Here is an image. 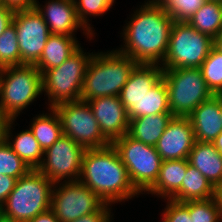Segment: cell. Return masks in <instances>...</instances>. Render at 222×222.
<instances>
[{
	"mask_svg": "<svg viewBox=\"0 0 222 222\" xmlns=\"http://www.w3.org/2000/svg\"><path fill=\"white\" fill-rule=\"evenodd\" d=\"M114 1L115 0H74V4L79 20L84 27L94 35L95 32L94 30L92 31L91 24L88 23L90 20L88 16H102L113 6Z\"/></svg>",
	"mask_w": 222,
	"mask_h": 222,
	"instance_id": "cell-32",
	"label": "cell"
},
{
	"mask_svg": "<svg viewBox=\"0 0 222 222\" xmlns=\"http://www.w3.org/2000/svg\"><path fill=\"white\" fill-rule=\"evenodd\" d=\"M169 108L173 116L188 117L213 93L209 90L200 68L163 69Z\"/></svg>",
	"mask_w": 222,
	"mask_h": 222,
	"instance_id": "cell-7",
	"label": "cell"
},
{
	"mask_svg": "<svg viewBox=\"0 0 222 222\" xmlns=\"http://www.w3.org/2000/svg\"><path fill=\"white\" fill-rule=\"evenodd\" d=\"M214 46L222 53V33L214 39Z\"/></svg>",
	"mask_w": 222,
	"mask_h": 222,
	"instance_id": "cell-42",
	"label": "cell"
},
{
	"mask_svg": "<svg viewBox=\"0 0 222 222\" xmlns=\"http://www.w3.org/2000/svg\"><path fill=\"white\" fill-rule=\"evenodd\" d=\"M85 148L70 137L62 135L50 148L44 151L43 160L37 170L53 184L77 181L80 178Z\"/></svg>",
	"mask_w": 222,
	"mask_h": 222,
	"instance_id": "cell-12",
	"label": "cell"
},
{
	"mask_svg": "<svg viewBox=\"0 0 222 222\" xmlns=\"http://www.w3.org/2000/svg\"><path fill=\"white\" fill-rule=\"evenodd\" d=\"M209 1H218V2H222V0H209Z\"/></svg>",
	"mask_w": 222,
	"mask_h": 222,
	"instance_id": "cell-47",
	"label": "cell"
},
{
	"mask_svg": "<svg viewBox=\"0 0 222 222\" xmlns=\"http://www.w3.org/2000/svg\"><path fill=\"white\" fill-rule=\"evenodd\" d=\"M27 222H60L55 216L54 212L50 209L44 213L38 214Z\"/></svg>",
	"mask_w": 222,
	"mask_h": 222,
	"instance_id": "cell-39",
	"label": "cell"
},
{
	"mask_svg": "<svg viewBox=\"0 0 222 222\" xmlns=\"http://www.w3.org/2000/svg\"><path fill=\"white\" fill-rule=\"evenodd\" d=\"M94 53L79 48L60 66L42 74L43 92L48 95V105L81 100L84 77Z\"/></svg>",
	"mask_w": 222,
	"mask_h": 222,
	"instance_id": "cell-6",
	"label": "cell"
},
{
	"mask_svg": "<svg viewBox=\"0 0 222 222\" xmlns=\"http://www.w3.org/2000/svg\"><path fill=\"white\" fill-rule=\"evenodd\" d=\"M110 206V204H106L100 211L84 215L71 222H111L113 214Z\"/></svg>",
	"mask_w": 222,
	"mask_h": 222,
	"instance_id": "cell-35",
	"label": "cell"
},
{
	"mask_svg": "<svg viewBox=\"0 0 222 222\" xmlns=\"http://www.w3.org/2000/svg\"><path fill=\"white\" fill-rule=\"evenodd\" d=\"M16 28L20 52V65H35L51 35L42 15L36 8L14 13L12 20Z\"/></svg>",
	"mask_w": 222,
	"mask_h": 222,
	"instance_id": "cell-13",
	"label": "cell"
},
{
	"mask_svg": "<svg viewBox=\"0 0 222 222\" xmlns=\"http://www.w3.org/2000/svg\"><path fill=\"white\" fill-rule=\"evenodd\" d=\"M162 218V222H192L189 216V201L177 202L167 199Z\"/></svg>",
	"mask_w": 222,
	"mask_h": 222,
	"instance_id": "cell-34",
	"label": "cell"
},
{
	"mask_svg": "<svg viewBox=\"0 0 222 222\" xmlns=\"http://www.w3.org/2000/svg\"><path fill=\"white\" fill-rule=\"evenodd\" d=\"M80 47L79 41L74 36L51 34L35 66L43 74L46 70L60 66Z\"/></svg>",
	"mask_w": 222,
	"mask_h": 222,
	"instance_id": "cell-20",
	"label": "cell"
},
{
	"mask_svg": "<svg viewBox=\"0 0 222 222\" xmlns=\"http://www.w3.org/2000/svg\"><path fill=\"white\" fill-rule=\"evenodd\" d=\"M135 11L123 27L124 47L117 51L138 64L161 65L174 20L159 2L145 1Z\"/></svg>",
	"mask_w": 222,
	"mask_h": 222,
	"instance_id": "cell-1",
	"label": "cell"
},
{
	"mask_svg": "<svg viewBox=\"0 0 222 222\" xmlns=\"http://www.w3.org/2000/svg\"><path fill=\"white\" fill-rule=\"evenodd\" d=\"M195 167L219 191L222 189V155L213 142H195L188 157Z\"/></svg>",
	"mask_w": 222,
	"mask_h": 222,
	"instance_id": "cell-19",
	"label": "cell"
},
{
	"mask_svg": "<svg viewBox=\"0 0 222 222\" xmlns=\"http://www.w3.org/2000/svg\"><path fill=\"white\" fill-rule=\"evenodd\" d=\"M216 149L219 151V153L222 155V131L221 133L216 137V139L213 141Z\"/></svg>",
	"mask_w": 222,
	"mask_h": 222,
	"instance_id": "cell-41",
	"label": "cell"
},
{
	"mask_svg": "<svg viewBox=\"0 0 222 222\" xmlns=\"http://www.w3.org/2000/svg\"><path fill=\"white\" fill-rule=\"evenodd\" d=\"M16 178L0 174V206L4 204L10 192L14 189Z\"/></svg>",
	"mask_w": 222,
	"mask_h": 222,
	"instance_id": "cell-37",
	"label": "cell"
},
{
	"mask_svg": "<svg viewBox=\"0 0 222 222\" xmlns=\"http://www.w3.org/2000/svg\"><path fill=\"white\" fill-rule=\"evenodd\" d=\"M197 142H213L222 131L221 95H212L188 116Z\"/></svg>",
	"mask_w": 222,
	"mask_h": 222,
	"instance_id": "cell-17",
	"label": "cell"
},
{
	"mask_svg": "<svg viewBox=\"0 0 222 222\" xmlns=\"http://www.w3.org/2000/svg\"><path fill=\"white\" fill-rule=\"evenodd\" d=\"M62 126V134L85 149L102 148L111 143L103 136L98 121L86 101H70L53 107Z\"/></svg>",
	"mask_w": 222,
	"mask_h": 222,
	"instance_id": "cell-10",
	"label": "cell"
},
{
	"mask_svg": "<svg viewBox=\"0 0 222 222\" xmlns=\"http://www.w3.org/2000/svg\"><path fill=\"white\" fill-rule=\"evenodd\" d=\"M221 118H222V95H221Z\"/></svg>",
	"mask_w": 222,
	"mask_h": 222,
	"instance_id": "cell-46",
	"label": "cell"
},
{
	"mask_svg": "<svg viewBox=\"0 0 222 222\" xmlns=\"http://www.w3.org/2000/svg\"><path fill=\"white\" fill-rule=\"evenodd\" d=\"M0 222H18V221L14 220L13 218H10V217H7V216L1 214Z\"/></svg>",
	"mask_w": 222,
	"mask_h": 222,
	"instance_id": "cell-43",
	"label": "cell"
},
{
	"mask_svg": "<svg viewBox=\"0 0 222 222\" xmlns=\"http://www.w3.org/2000/svg\"><path fill=\"white\" fill-rule=\"evenodd\" d=\"M218 196H219V199H220L221 205H222V189L219 190Z\"/></svg>",
	"mask_w": 222,
	"mask_h": 222,
	"instance_id": "cell-44",
	"label": "cell"
},
{
	"mask_svg": "<svg viewBox=\"0 0 222 222\" xmlns=\"http://www.w3.org/2000/svg\"><path fill=\"white\" fill-rule=\"evenodd\" d=\"M79 181L110 205L140 195L112 144L85 150Z\"/></svg>",
	"mask_w": 222,
	"mask_h": 222,
	"instance_id": "cell-2",
	"label": "cell"
},
{
	"mask_svg": "<svg viewBox=\"0 0 222 222\" xmlns=\"http://www.w3.org/2000/svg\"><path fill=\"white\" fill-rule=\"evenodd\" d=\"M149 2H159L160 0H147Z\"/></svg>",
	"mask_w": 222,
	"mask_h": 222,
	"instance_id": "cell-45",
	"label": "cell"
},
{
	"mask_svg": "<svg viewBox=\"0 0 222 222\" xmlns=\"http://www.w3.org/2000/svg\"><path fill=\"white\" fill-rule=\"evenodd\" d=\"M49 113L33 117L30 131L35 136L43 151L50 148L63 134L60 118L53 107H48Z\"/></svg>",
	"mask_w": 222,
	"mask_h": 222,
	"instance_id": "cell-26",
	"label": "cell"
},
{
	"mask_svg": "<svg viewBox=\"0 0 222 222\" xmlns=\"http://www.w3.org/2000/svg\"><path fill=\"white\" fill-rule=\"evenodd\" d=\"M53 183L37 169L16 180L2 207V214L18 222H27L51 209Z\"/></svg>",
	"mask_w": 222,
	"mask_h": 222,
	"instance_id": "cell-4",
	"label": "cell"
},
{
	"mask_svg": "<svg viewBox=\"0 0 222 222\" xmlns=\"http://www.w3.org/2000/svg\"><path fill=\"white\" fill-rule=\"evenodd\" d=\"M159 113H171L163 77L127 110L129 119Z\"/></svg>",
	"mask_w": 222,
	"mask_h": 222,
	"instance_id": "cell-25",
	"label": "cell"
},
{
	"mask_svg": "<svg viewBox=\"0 0 222 222\" xmlns=\"http://www.w3.org/2000/svg\"><path fill=\"white\" fill-rule=\"evenodd\" d=\"M42 74L35 65L0 69V113L15 119L43 94Z\"/></svg>",
	"mask_w": 222,
	"mask_h": 222,
	"instance_id": "cell-5",
	"label": "cell"
},
{
	"mask_svg": "<svg viewBox=\"0 0 222 222\" xmlns=\"http://www.w3.org/2000/svg\"><path fill=\"white\" fill-rule=\"evenodd\" d=\"M14 121L15 119H10L6 125L5 141L30 169H37L42 163L44 151L30 129L12 135Z\"/></svg>",
	"mask_w": 222,
	"mask_h": 222,
	"instance_id": "cell-22",
	"label": "cell"
},
{
	"mask_svg": "<svg viewBox=\"0 0 222 222\" xmlns=\"http://www.w3.org/2000/svg\"><path fill=\"white\" fill-rule=\"evenodd\" d=\"M186 170L187 159L162 161L158 178L146 194L171 199L180 190Z\"/></svg>",
	"mask_w": 222,
	"mask_h": 222,
	"instance_id": "cell-21",
	"label": "cell"
},
{
	"mask_svg": "<svg viewBox=\"0 0 222 222\" xmlns=\"http://www.w3.org/2000/svg\"><path fill=\"white\" fill-rule=\"evenodd\" d=\"M30 170L6 141L0 143V174L18 179L25 176Z\"/></svg>",
	"mask_w": 222,
	"mask_h": 222,
	"instance_id": "cell-31",
	"label": "cell"
},
{
	"mask_svg": "<svg viewBox=\"0 0 222 222\" xmlns=\"http://www.w3.org/2000/svg\"><path fill=\"white\" fill-rule=\"evenodd\" d=\"M138 65L116 50L92 55L84 77L81 100L119 96L131 72Z\"/></svg>",
	"mask_w": 222,
	"mask_h": 222,
	"instance_id": "cell-3",
	"label": "cell"
},
{
	"mask_svg": "<svg viewBox=\"0 0 222 222\" xmlns=\"http://www.w3.org/2000/svg\"><path fill=\"white\" fill-rule=\"evenodd\" d=\"M207 0H160L174 21H188Z\"/></svg>",
	"mask_w": 222,
	"mask_h": 222,
	"instance_id": "cell-33",
	"label": "cell"
},
{
	"mask_svg": "<svg viewBox=\"0 0 222 222\" xmlns=\"http://www.w3.org/2000/svg\"><path fill=\"white\" fill-rule=\"evenodd\" d=\"M213 46V38L197 31L187 21H174L161 67L200 68Z\"/></svg>",
	"mask_w": 222,
	"mask_h": 222,
	"instance_id": "cell-8",
	"label": "cell"
},
{
	"mask_svg": "<svg viewBox=\"0 0 222 222\" xmlns=\"http://www.w3.org/2000/svg\"><path fill=\"white\" fill-rule=\"evenodd\" d=\"M172 117V113H159L129 119L127 134L135 140L155 147Z\"/></svg>",
	"mask_w": 222,
	"mask_h": 222,
	"instance_id": "cell-23",
	"label": "cell"
},
{
	"mask_svg": "<svg viewBox=\"0 0 222 222\" xmlns=\"http://www.w3.org/2000/svg\"><path fill=\"white\" fill-rule=\"evenodd\" d=\"M20 65V52L17 33L12 23L0 35V69Z\"/></svg>",
	"mask_w": 222,
	"mask_h": 222,
	"instance_id": "cell-30",
	"label": "cell"
},
{
	"mask_svg": "<svg viewBox=\"0 0 222 222\" xmlns=\"http://www.w3.org/2000/svg\"><path fill=\"white\" fill-rule=\"evenodd\" d=\"M9 120L6 115L0 113V143L5 141V130Z\"/></svg>",
	"mask_w": 222,
	"mask_h": 222,
	"instance_id": "cell-40",
	"label": "cell"
},
{
	"mask_svg": "<svg viewBox=\"0 0 222 222\" xmlns=\"http://www.w3.org/2000/svg\"><path fill=\"white\" fill-rule=\"evenodd\" d=\"M200 69L213 95H222V53L215 46L210 50Z\"/></svg>",
	"mask_w": 222,
	"mask_h": 222,
	"instance_id": "cell-28",
	"label": "cell"
},
{
	"mask_svg": "<svg viewBox=\"0 0 222 222\" xmlns=\"http://www.w3.org/2000/svg\"><path fill=\"white\" fill-rule=\"evenodd\" d=\"M161 65L138 64L131 72L119 95L125 109L143 97L162 78Z\"/></svg>",
	"mask_w": 222,
	"mask_h": 222,
	"instance_id": "cell-18",
	"label": "cell"
},
{
	"mask_svg": "<svg viewBox=\"0 0 222 222\" xmlns=\"http://www.w3.org/2000/svg\"><path fill=\"white\" fill-rule=\"evenodd\" d=\"M192 222H221L222 205L219 196L206 200H189Z\"/></svg>",
	"mask_w": 222,
	"mask_h": 222,
	"instance_id": "cell-29",
	"label": "cell"
},
{
	"mask_svg": "<svg viewBox=\"0 0 222 222\" xmlns=\"http://www.w3.org/2000/svg\"><path fill=\"white\" fill-rule=\"evenodd\" d=\"M195 142L189 117L173 116L155 148L163 161L188 159Z\"/></svg>",
	"mask_w": 222,
	"mask_h": 222,
	"instance_id": "cell-14",
	"label": "cell"
},
{
	"mask_svg": "<svg viewBox=\"0 0 222 222\" xmlns=\"http://www.w3.org/2000/svg\"><path fill=\"white\" fill-rule=\"evenodd\" d=\"M187 22L197 31L215 39L222 31V2L207 0Z\"/></svg>",
	"mask_w": 222,
	"mask_h": 222,
	"instance_id": "cell-27",
	"label": "cell"
},
{
	"mask_svg": "<svg viewBox=\"0 0 222 222\" xmlns=\"http://www.w3.org/2000/svg\"><path fill=\"white\" fill-rule=\"evenodd\" d=\"M14 11L0 4V35L12 24Z\"/></svg>",
	"mask_w": 222,
	"mask_h": 222,
	"instance_id": "cell-38",
	"label": "cell"
},
{
	"mask_svg": "<svg viewBox=\"0 0 222 222\" xmlns=\"http://www.w3.org/2000/svg\"><path fill=\"white\" fill-rule=\"evenodd\" d=\"M37 0H0V4L14 12L34 9Z\"/></svg>",
	"mask_w": 222,
	"mask_h": 222,
	"instance_id": "cell-36",
	"label": "cell"
},
{
	"mask_svg": "<svg viewBox=\"0 0 222 222\" xmlns=\"http://www.w3.org/2000/svg\"><path fill=\"white\" fill-rule=\"evenodd\" d=\"M1 214H2V207L0 206V216H1Z\"/></svg>",
	"mask_w": 222,
	"mask_h": 222,
	"instance_id": "cell-48",
	"label": "cell"
},
{
	"mask_svg": "<svg viewBox=\"0 0 222 222\" xmlns=\"http://www.w3.org/2000/svg\"><path fill=\"white\" fill-rule=\"evenodd\" d=\"M45 3L44 6L37 1L35 8L42 15L51 34L75 36L74 32L81 28L90 40L95 37L79 20L74 0H49Z\"/></svg>",
	"mask_w": 222,
	"mask_h": 222,
	"instance_id": "cell-16",
	"label": "cell"
},
{
	"mask_svg": "<svg viewBox=\"0 0 222 222\" xmlns=\"http://www.w3.org/2000/svg\"><path fill=\"white\" fill-rule=\"evenodd\" d=\"M219 191L187 159L186 175L180 190L171 198L177 202L206 200L218 196Z\"/></svg>",
	"mask_w": 222,
	"mask_h": 222,
	"instance_id": "cell-24",
	"label": "cell"
},
{
	"mask_svg": "<svg viewBox=\"0 0 222 222\" xmlns=\"http://www.w3.org/2000/svg\"><path fill=\"white\" fill-rule=\"evenodd\" d=\"M112 145L126 166L134 188L145 194L156 182L163 161L156 148L135 140L128 134L116 139Z\"/></svg>",
	"mask_w": 222,
	"mask_h": 222,
	"instance_id": "cell-9",
	"label": "cell"
},
{
	"mask_svg": "<svg viewBox=\"0 0 222 222\" xmlns=\"http://www.w3.org/2000/svg\"><path fill=\"white\" fill-rule=\"evenodd\" d=\"M103 136L112 144L128 133L129 118L119 96L88 100Z\"/></svg>",
	"mask_w": 222,
	"mask_h": 222,
	"instance_id": "cell-15",
	"label": "cell"
},
{
	"mask_svg": "<svg viewBox=\"0 0 222 222\" xmlns=\"http://www.w3.org/2000/svg\"><path fill=\"white\" fill-rule=\"evenodd\" d=\"M105 205L96 193L79 180L53 185L51 210L60 222H71L92 212H98Z\"/></svg>",
	"mask_w": 222,
	"mask_h": 222,
	"instance_id": "cell-11",
	"label": "cell"
}]
</instances>
